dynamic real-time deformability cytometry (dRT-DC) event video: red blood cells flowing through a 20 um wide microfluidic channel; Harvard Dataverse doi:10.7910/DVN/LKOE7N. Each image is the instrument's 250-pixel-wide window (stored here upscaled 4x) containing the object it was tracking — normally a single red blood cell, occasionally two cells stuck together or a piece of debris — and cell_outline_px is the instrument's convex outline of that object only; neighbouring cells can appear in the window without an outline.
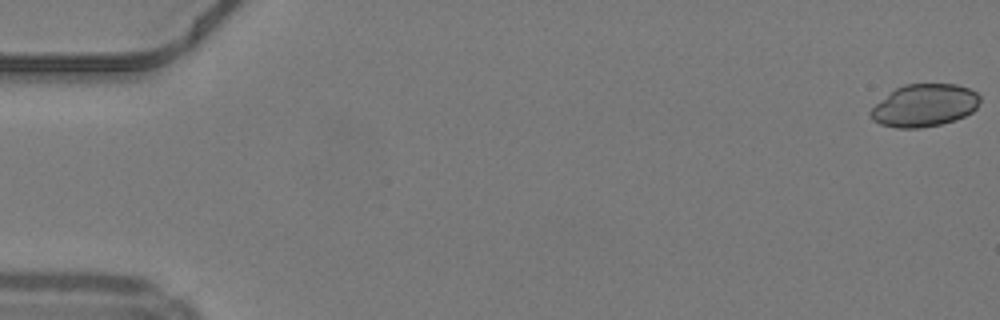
{"species": "common noctule bat (a hibernating species)", "species_latin": "Nyctalus noctula", "temperature_condition": "warm", "stored_images_in_passage": 50, "camera_frame_rate_fps": 3000, "um_per_image_px": 0.085, "animal": {"sex": "male", "body_mass_g": 19.2, "forearm_length_mm": 51.8}, "frame": {"image": 1, "passage_image": 1, "time_ms": 0.0, "image_size_px": [1000, 320], "cell_outline_px": [[980, 100], [976, 108], [972, 112], [956, 120], [940, 124], [920, 128], [896, 128], [880, 124], [872, 120], [868, 112], [876, 104], [896, 88], [904, 84], [956, 84], [968, 88], [976, 92], [980, 96]], "centroid_in_image_um": [78.57, 8.97], "position_along_channel_um": 6.4, "area_um2": 27.05}}
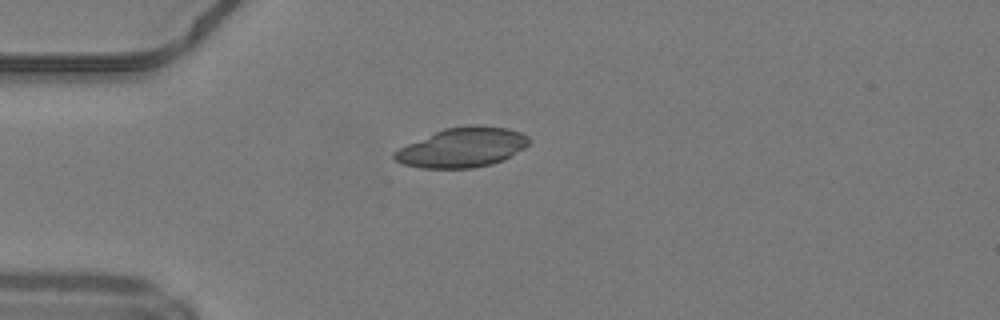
{"frame": {"image": 2, "passage_image": 14, "time_ms": 4.333, "image_size_px": [1000, 320], "cell_outline_px": [[532, 140], [524, 148], [504, 160], [492, 164], [472, 168], [420, 168], [404, 164], [396, 160], [392, 156], [392, 152], [408, 144], [444, 128], [468, 124], [476, 124], [508, 128], [520, 132], [528, 136]], "centroid_in_image_um": [39.33, 12.52], "position_along_channel_um": 45.7, "area_um2": 31.21}}
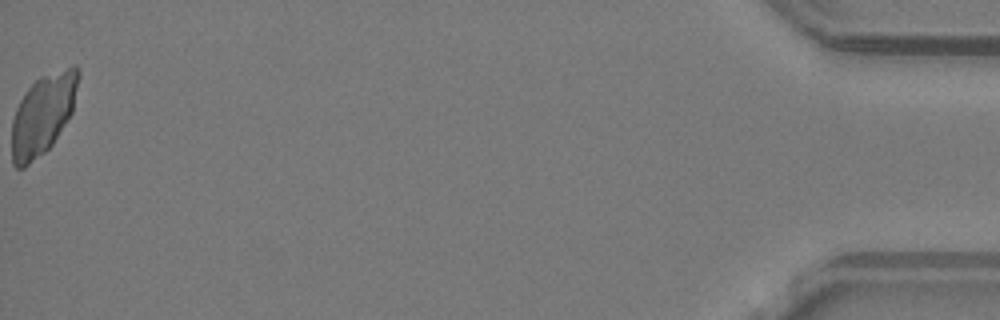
{"frame": {"image": 3, "passage_image": 50, "time_ms": 16.333, "image_size_px": [1000, 320], "cell_outline_px": [[80, 72], [72, 112], [52, 144], [44, 152], [24, 168], [16, 168], [12, 164], [12, 120], [16, 108], [20, 100], [28, 88], [40, 76], [72, 64], [76, 64], [80, 68]], "centroid_in_image_um": [3.65, 9.68], "position_along_channel_um": 431.5, "area_um2": 31.21}}